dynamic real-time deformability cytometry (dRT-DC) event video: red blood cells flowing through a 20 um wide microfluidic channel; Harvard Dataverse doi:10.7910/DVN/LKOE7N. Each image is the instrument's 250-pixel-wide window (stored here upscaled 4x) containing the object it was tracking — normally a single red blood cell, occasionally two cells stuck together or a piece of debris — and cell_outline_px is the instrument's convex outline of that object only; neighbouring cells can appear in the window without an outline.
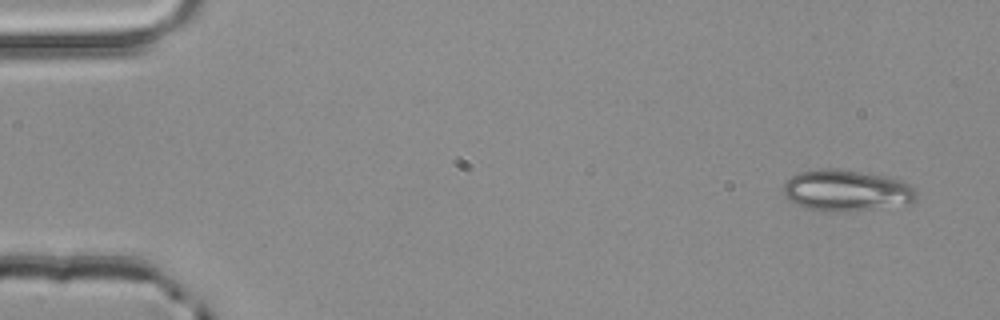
{"species": "common noctule bat (a hibernating species)", "species_latin": "Nyctalus noctula", "temperature_condition": "room temperature", "stored_images_in_passage": 4, "camera_frame_rate_fps": 3000, "um_per_image_px": 0.085, "animal": {"sex": "male", "body_mass_g": 20.4}, "frame": {"image": 1, "passage_image": 1, "time_ms": 0.0, "image_size_px": [1000, 320], "cell_outline_px": [[916, 200], [908, 204], [868, 208], [808, 208], [796, 204], [784, 196], [784, 184], [792, 176], [800, 172], [820, 168], [832, 168], [888, 176], [904, 180], [916, 192]], "centroid_in_image_um": [71.97, 16.12], "position_along_channel_um": 13.0, "area_um2": 30.69}}